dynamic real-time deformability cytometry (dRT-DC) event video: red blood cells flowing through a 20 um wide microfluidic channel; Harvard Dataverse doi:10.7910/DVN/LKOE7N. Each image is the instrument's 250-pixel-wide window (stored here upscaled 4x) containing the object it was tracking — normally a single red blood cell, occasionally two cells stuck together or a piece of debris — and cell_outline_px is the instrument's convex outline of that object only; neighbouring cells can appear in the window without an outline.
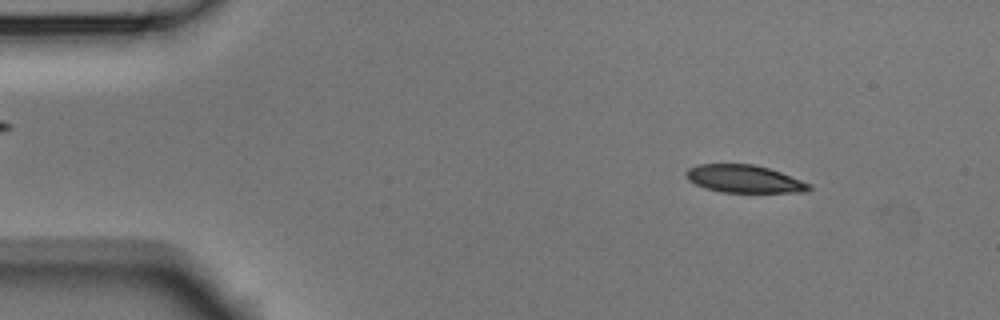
{"species": "Egyptian fruit bat (a non-hibernating species)", "species_latin": "Rousettus aegyptiacus", "temperature_condition": "room temperature", "stored_images_in_passage": 52, "camera_frame_rate_fps": 3000, "um_per_image_px": 0.085, "animal": {"sex": "male"}, "frame": {"image": 1, "passage_image": 6, "time_ms": 1.667, "image_size_px": [1000, 320], "cell_outline_px": [[812, 188], [808, 192], [720, 192], [704, 188], [688, 180], [684, 172], [688, 168], [700, 164], [752, 164], [768, 168], [780, 172], [812, 184]], "centroid_in_image_um": [63.25, 15.21], "position_along_channel_um": 21.7, "area_um2": 19.88}}
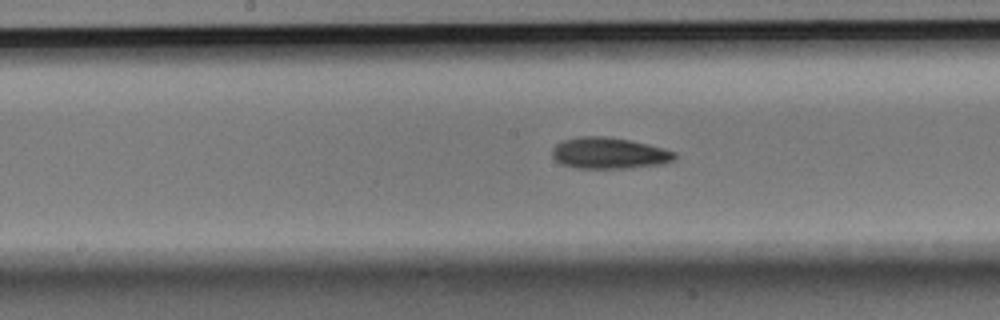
{"frame": {"image": 2, "passage_image": 26, "time_ms": 8.333, "image_size_px": [1000, 320], "cell_outline_px": [[676, 160], [664, 164], [628, 168], [576, 168], [560, 164], [552, 156], [552, 148], [556, 144], [564, 140], [580, 136], [604, 136], [628, 140], [648, 144], [676, 152]], "centroid_in_image_um": [51.78, 13.03], "position_along_channel_um": 196.4, "area_um2": 22.43}}
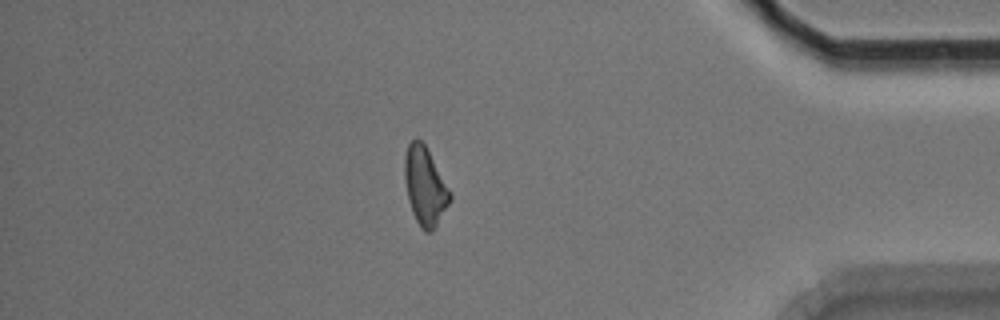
{"frame": {"image": 3, "passage_image": 45, "time_ms": 14.667, "image_size_px": [1000, 320], "cell_outline_px": [[452, 200], [432, 232], [424, 232], [420, 228], [412, 212], [408, 200], [404, 180], [404, 156], [408, 144], [416, 136], [424, 144], [448, 188], [452, 196]], "centroid_in_image_um": [36.1, 15.85], "position_along_channel_um": 399.1, "area_um2": 20.58}, "authors_computed_cell_mechanics": {"area_um2": 20.9814, "velocity_mm_per_s": 3.7653, "shape_relaxation_time_tau1_ms": 5.7109, "shape_relaxation_time_tau2_ms": 9.0604, "deformation_change_tau1": 0.1418, "deformation_change_tau2": 0.1893}}